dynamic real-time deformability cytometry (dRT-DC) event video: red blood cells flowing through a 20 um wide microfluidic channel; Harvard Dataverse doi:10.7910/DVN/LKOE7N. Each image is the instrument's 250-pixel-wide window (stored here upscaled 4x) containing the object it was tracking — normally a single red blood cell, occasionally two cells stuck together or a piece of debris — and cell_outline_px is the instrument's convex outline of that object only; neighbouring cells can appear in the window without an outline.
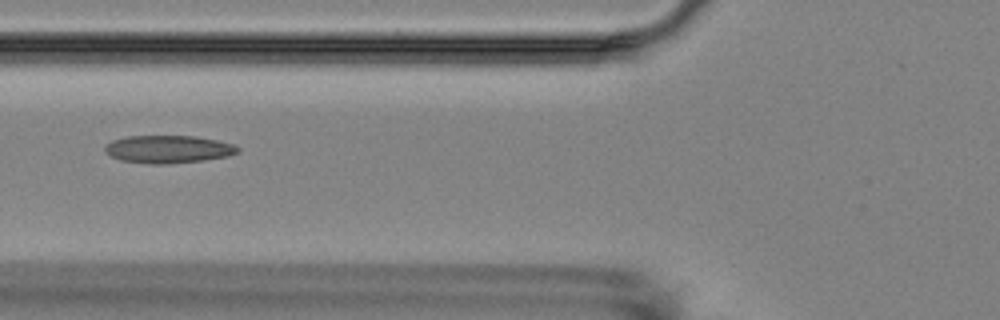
{"species": "Egyptian fruit bat (a non-hibernating species)", "species_latin": "Rousettus aegyptiacus", "temperature_condition": "room temperature", "stored_images_in_passage": 15, "camera_frame_rate_fps": 3000, "um_per_image_px": 0.085, "animal": {"sex": "female"}, "frame": {"image": 1, "passage_image": 6, "time_ms": 6.0, "image_size_px": [1000, 320], "cell_outline_px": [[240, 152], [228, 156], [200, 160], [164, 164], [148, 164], [120, 160], [104, 152], [104, 148], [112, 140], [128, 136], [196, 136], [216, 140], [232, 144], [240, 148]], "centroid_in_image_um": [14.29, 12.68], "position_along_channel_um": 111.5, "area_um2": 21.33}}
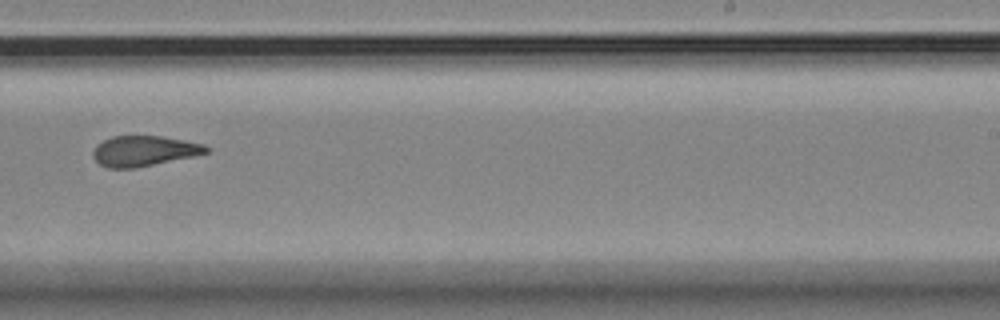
{"frame": {"image": 2, "passage_image": 10, "time_ms": 10.667, "image_size_px": [1000, 320], "cell_outline_px": [[208, 152], [192, 156], [136, 168], [108, 168], [100, 164], [92, 156], [92, 152], [96, 144], [112, 136], [160, 136], [184, 140], [204, 144], [208, 148]], "centroid_in_image_um": [12.2, 12.83], "position_along_channel_um": 276.8, "area_um2": 19.88}}
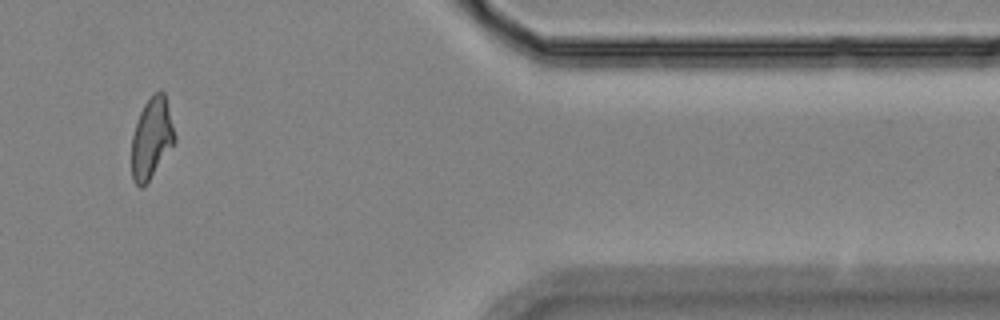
{"frame": {"image": 3, "passage_image": 13, "time_ms": 15.0, "image_size_px": [1000, 320], "cell_outline_px": [[176, 140], [144, 188], [140, 188], [132, 180], [132, 136], [140, 112], [144, 104], [160, 88], [164, 92], [176, 136]], "centroid_in_image_um": [12.88, 11.77], "position_along_channel_um": 398.5, "area_um2": 20.11}, "authors_computed_cell_mechanics": {"area_um2": 20.9236, "velocity_mm_per_s": 3.5526, "shape_relaxation_time_tau1_ms": null, "shape_relaxation_time_tau2_ms": 3.1878, "deformation_change_tau1": null, "deformation_change_tau2": 0.1163}}